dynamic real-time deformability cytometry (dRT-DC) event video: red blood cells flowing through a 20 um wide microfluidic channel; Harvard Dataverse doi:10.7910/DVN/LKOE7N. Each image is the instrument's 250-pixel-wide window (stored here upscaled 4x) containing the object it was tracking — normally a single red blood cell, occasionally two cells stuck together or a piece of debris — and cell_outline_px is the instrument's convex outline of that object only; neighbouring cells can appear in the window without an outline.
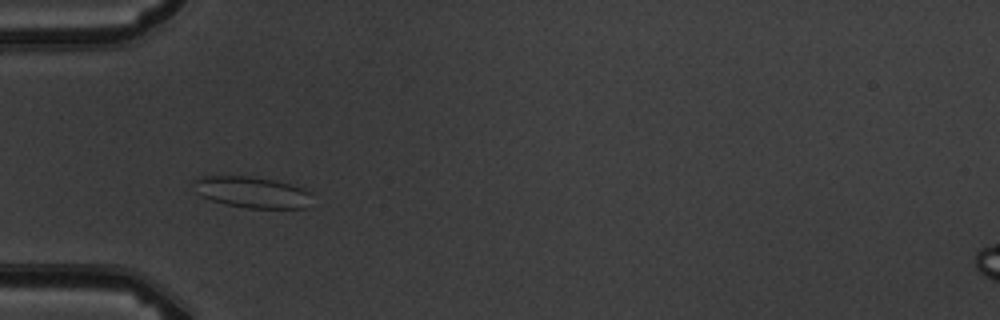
{"species": "common noctule bat (a hibernating species)", "species_latin": "Nyctalus noctula", "temperature_condition": "warm", "stored_images_in_passage": 6, "camera_frame_rate_fps": 3000, "um_per_image_px": 0.085, "animal": {"sex": "male", "body_mass_g": 19.5, "forearm_length_mm": 54.6}, "frame": {"image": 1, "passage_image": 2, "time_ms": 1.0, "image_size_px": [1000, 320], "cell_outline_px": [[312, 192], [308, 208], [244, 208], [224, 204], [200, 196], [196, 192], [192, 184], [192, 180], [204, 176], [252, 176], [276, 180], [304, 188]], "centroid_in_image_um": [21.42, 16.33], "position_along_channel_um": 63.6, "area_um2": 21.91}}
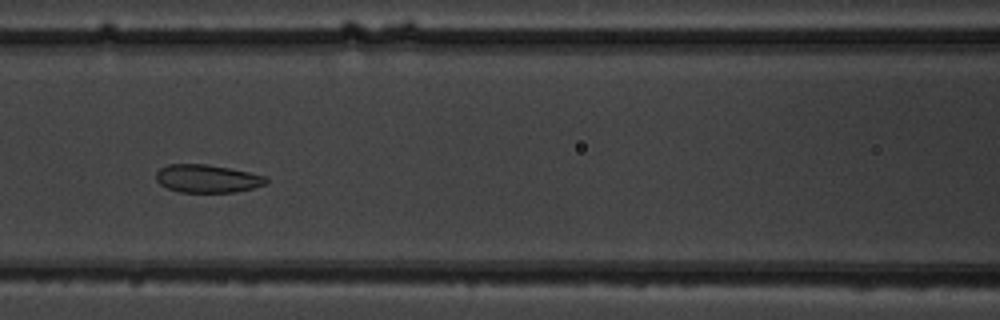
{"frame": {"image": 2, "passage_image": 4, "time_ms": 3.333, "image_size_px": [1000, 320], "cell_outline_px": [[268, 180], [264, 184], [252, 188], [236, 192], [180, 192], [168, 188], [160, 184], [156, 180], [156, 172], [160, 168], [168, 164], [208, 164], [268, 176]], "centroid_in_image_um": [17.61, 15.18], "position_along_channel_um": 149.0, "area_um2": 17.92}}
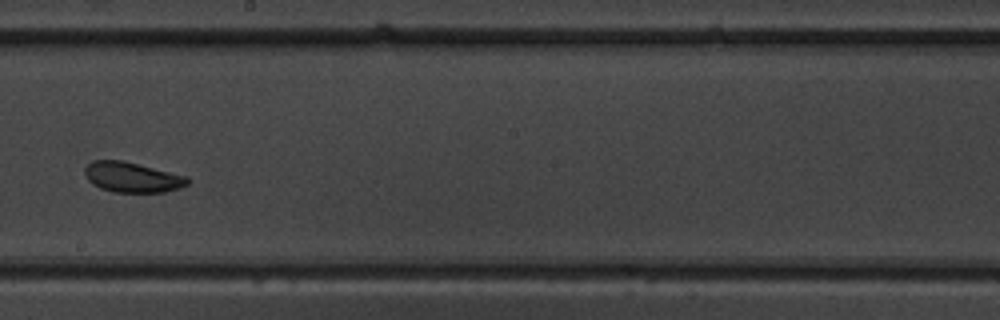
{"frame": {"image": 3, "passage_image": 6, "time_ms": 5.667, "image_size_px": [1000, 320], "cell_outline_px": [[188, 184], [180, 188], [164, 192], [112, 192], [100, 188], [92, 184], [84, 176], [84, 168], [92, 160], [120, 160], [188, 176]], "centroid_in_image_um": [11.2, 15.07], "position_along_channel_um": 237.0, "area_um2": 18.09}}